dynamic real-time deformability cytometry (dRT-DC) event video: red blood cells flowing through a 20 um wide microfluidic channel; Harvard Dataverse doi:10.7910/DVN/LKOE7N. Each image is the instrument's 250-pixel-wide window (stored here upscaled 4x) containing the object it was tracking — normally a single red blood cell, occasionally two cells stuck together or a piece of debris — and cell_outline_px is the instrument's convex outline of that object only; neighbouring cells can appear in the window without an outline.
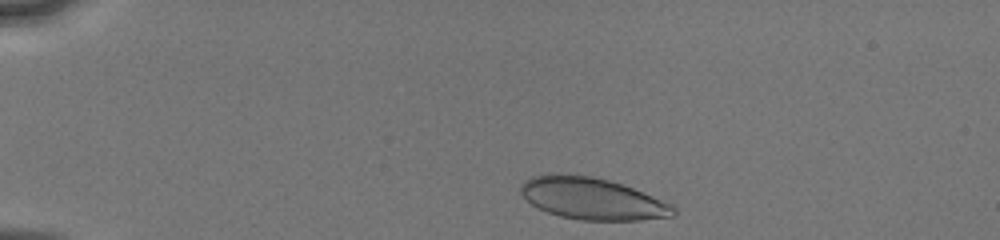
{"species": "human", "species_latin": "Homo sapiens", "temperature_condition": "cold", "stored_images_in_passage": 36, "camera_frame_rate_fps": 3000, "um_per_image_px": 0.085, "donor": {"sex": "male"}, "frame": {"image": 1, "passage_image": 2, "time_ms": 0.333, "image_size_px": [1000, 240], "cell_outline_px": [[676, 216], [640, 220], [580, 220], [560, 216], [536, 208], [520, 192], [520, 184], [532, 176], [552, 172], [560, 172], [592, 176], [608, 180], [632, 188], [672, 204], [676, 208]], "centroid_in_image_um": [50.31, 16.87], "position_along_channel_um": 34.7, "area_um2": 37.45}}
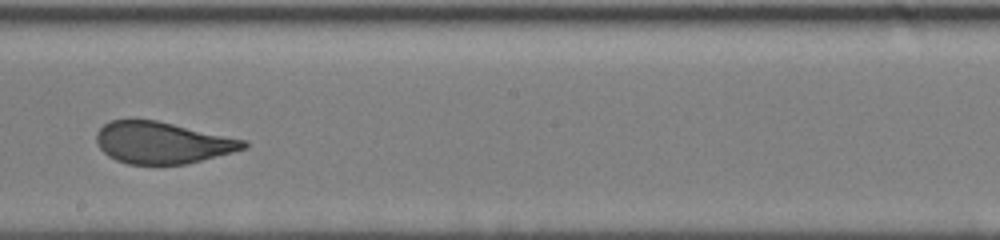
{"frame": {"image": 2, "passage_image": 21, "time_ms": 7.0, "image_size_px": [1000, 240], "cell_outline_px": [[248, 148], [188, 164], [128, 164], [116, 160], [108, 156], [100, 148], [96, 140], [96, 132], [104, 124], [112, 120], [132, 116], [156, 120], [248, 140]], "centroid_in_image_um": [13.78, 12.1], "position_along_channel_um": 234.4, "area_um2": 36.47}}
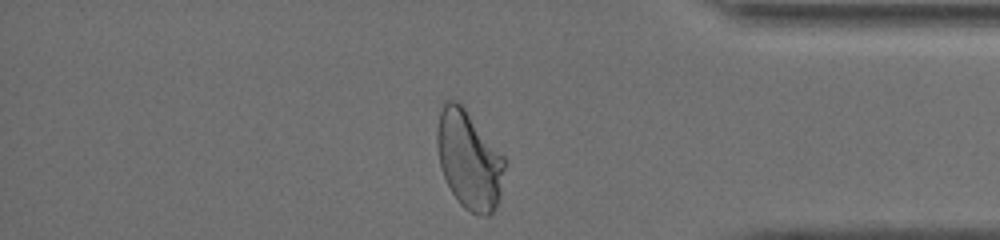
{"frame": {"image": 3, "passage_image": 36, "time_ms": 11.333, "image_size_px": [1000, 240], "cell_outline_px": [[504, 168], [500, 196], [492, 212], [488, 216], [480, 216], [464, 208], [460, 204], [452, 192], [440, 168], [436, 144], [436, 132], [440, 104], [444, 100], [456, 100], [464, 108], [504, 156]], "centroid_in_image_um": [39.83, 13.56], "position_along_channel_um": 395.4, "area_um2": 38.55}, "authors_computed_cell_mechanics": {"area_um2": 36.8764, "velocity_mm_per_s": 4.0673, "shape_relaxation_time_tau1_ms": 6.0072, "shape_relaxation_time_tau2_ms": null, "deformation_change_tau1": 0.1675, "deformation_change_tau2": null}}